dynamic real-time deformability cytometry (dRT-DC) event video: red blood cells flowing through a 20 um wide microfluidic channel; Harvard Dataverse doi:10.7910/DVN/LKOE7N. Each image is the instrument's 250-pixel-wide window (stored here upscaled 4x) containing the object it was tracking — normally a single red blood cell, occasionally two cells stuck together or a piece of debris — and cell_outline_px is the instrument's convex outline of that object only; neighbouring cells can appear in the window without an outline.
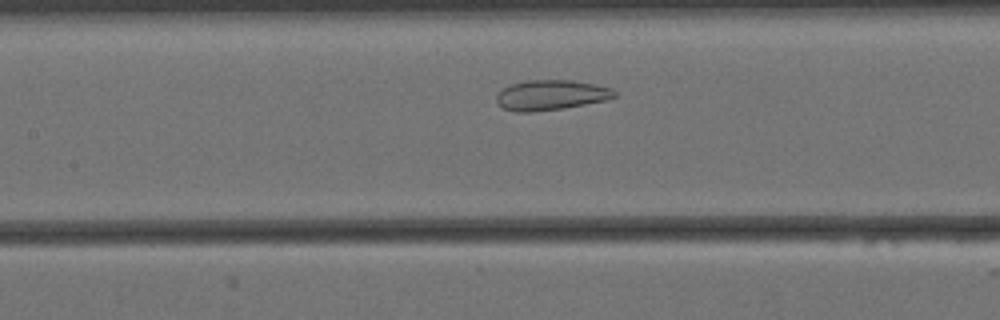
{"species": "Egyptian fruit bat (a non-hibernating species)", "species_latin": "Rousettus aegyptiacus", "temperature_condition": "cold", "stored_images_in_passage": 44, "camera_frame_rate_fps": 3000, "um_per_image_px": 0.085, "animal": {"sex": "female"}, "frame": {"image": 1, "passage_image": 11, "time_ms": 3.333, "image_size_px": [1000, 320], "cell_outline_px": [[620, 96], [608, 100], [564, 108], [532, 112], [516, 112], [504, 108], [496, 104], [496, 92], [512, 84], [528, 80], [572, 80], [612, 88]], "centroid_in_image_um": [46.84, 8.09], "position_along_channel_um": 160.6, "area_um2": 20.92}}
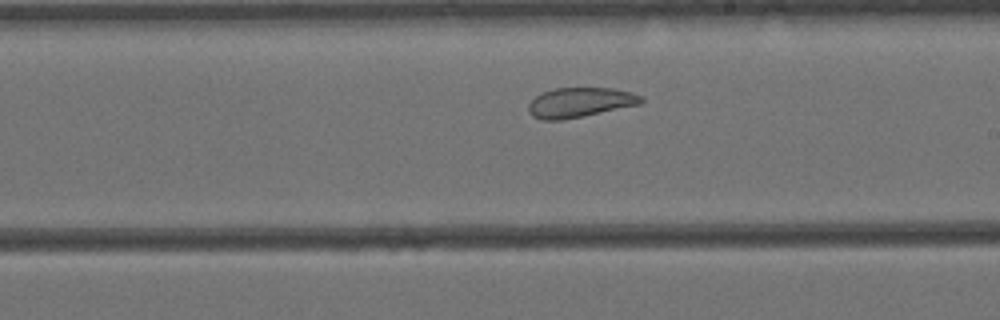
{"frame": {"image": 2, "passage_image": 18, "time_ms": 5.667, "image_size_px": [1000, 320], "cell_outline_px": [[644, 100], [640, 104], [584, 116], [564, 120], [540, 120], [532, 116], [528, 112], [528, 104], [536, 96], [544, 92], [556, 88], [612, 88], [632, 92], [644, 96]], "centroid_in_image_um": [49.3, 8.71], "position_along_channel_um": 239.7, "area_um2": 19.65}}
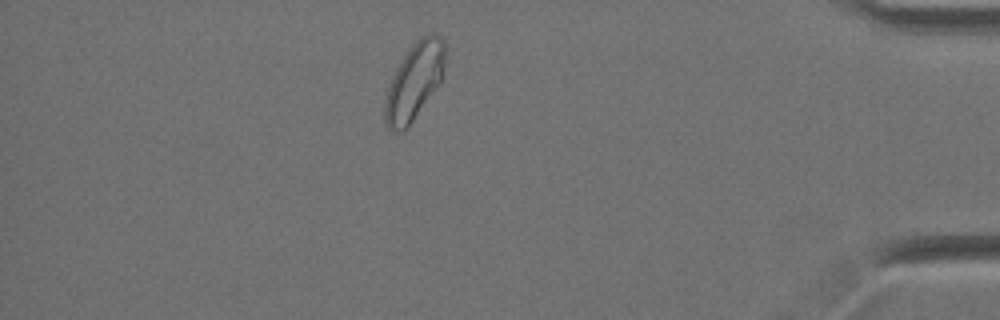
{"frame": {"image": 3, "passage_image": 36, "time_ms": 11.667, "image_size_px": [1000, 320], "cell_outline_px": [[444, 68], [440, 84], [404, 132], [400, 132], [388, 128], [384, 120], [384, 104], [388, 88], [392, 76], [396, 68], [408, 48], [420, 36], [428, 32], [432, 32], [440, 36], [444, 40]], "centroid_in_image_um": [35.22, 6.9], "position_along_channel_um": 400.0, "area_um2": 27.11}, "authors_computed_cell_mechanics": {"area_um2": 22.3108, "velocity_mm_per_s": 3.4253, "shape_relaxation_time_tau1_ms": null, "shape_relaxation_time_tau2_ms": 1.5314, "deformation_change_tau1": null, "deformation_change_tau2": 0.0555}}